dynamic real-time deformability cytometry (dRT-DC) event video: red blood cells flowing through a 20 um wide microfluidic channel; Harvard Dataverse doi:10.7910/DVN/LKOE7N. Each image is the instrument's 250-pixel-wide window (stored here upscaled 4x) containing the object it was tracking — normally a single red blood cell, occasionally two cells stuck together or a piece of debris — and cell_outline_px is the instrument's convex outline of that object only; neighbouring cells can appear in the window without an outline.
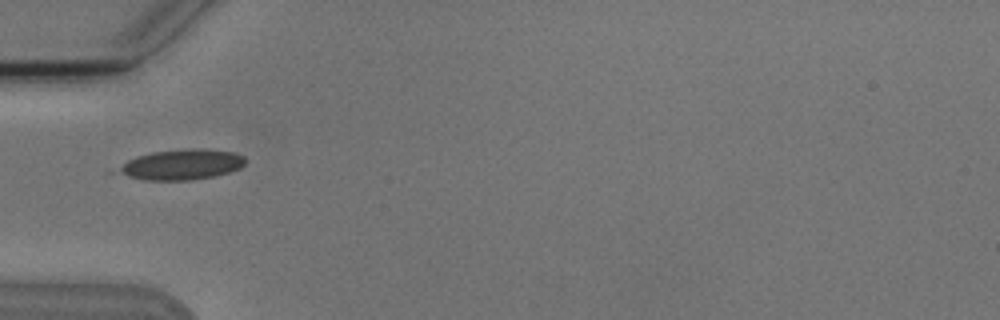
{"species": "Egyptian fruit bat (a non-hibernating species)", "species_latin": "Rousettus aegyptiacus", "temperature_condition": "cold", "stored_images_in_passage": 5, "camera_frame_rate_fps": 3000, "um_per_image_px": 0.085, "animal": {"sex": "male"}, "frame": {"image": 1, "passage_image": 2, "time_ms": 2.0, "image_size_px": [1000, 320], "cell_outline_px": [[244, 164], [240, 168], [216, 176], [192, 180], [144, 180], [128, 176], [120, 172], [116, 168], [128, 160], [136, 156], [152, 152], [188, 148], [204, 148], [236, 152], [244, 156]], "centroid_in_image_um": [15.47, 13.97], "position_along_channel_um": 69.5, "area_um2": 22.6}}
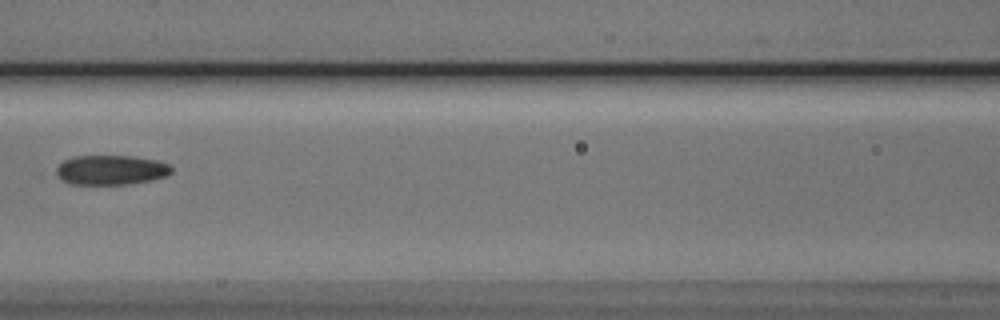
{"frame": {"image": 2, "passage_image": 4, "time_ms": 4.333, "image_size_px": [1000, 320], "cell_outline_px": [[172, 172], [168, 176], [152, 180], [128, 184], [68, 184], [60, 180], [56, 172], [56, 168], [64, 160], [72, 156], [132, 156], [156, 160], [168, 164], [172, 168]], "centroid_in_image_um": [9.42, 14.45], "position_along_channel_um": 157.2, "area_um2": 20.06}}
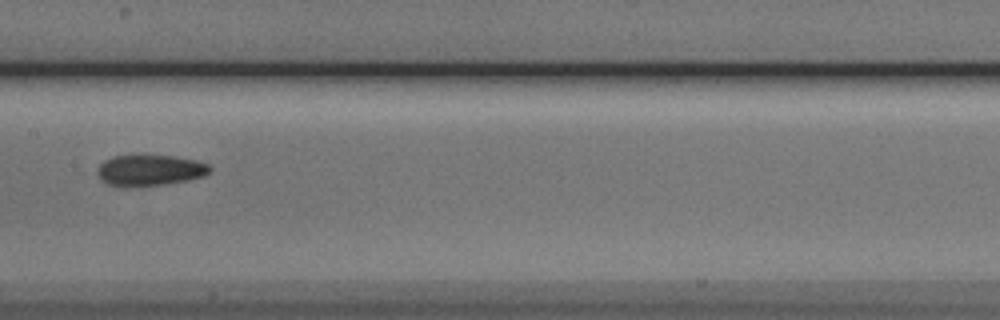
{"frame": {"image": 3, "passage_image": 5, "time_ms": 5.333, "image_size_px": [1000, 320], "cell_outline_px": [[212, 172], [204, 176], [188, 180], [164, 184], [124, 188], [108, 184], [96, 172], [100, 164], [104, 160], [112, 156], [132, 152], [176, 156], [196, 160], [208, 164], [212, 168]], "centroid_in_image_um": [12.73, 14.43], "position_along_channel_um": 194.7, "area_um2": 21.33}}